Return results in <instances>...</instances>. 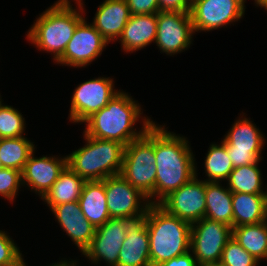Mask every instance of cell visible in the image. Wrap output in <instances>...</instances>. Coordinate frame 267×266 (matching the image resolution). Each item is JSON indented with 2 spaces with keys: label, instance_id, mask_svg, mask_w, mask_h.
<instances>
[{
  "label": "cell",
  "instance_id": "obj_2",
  "mask_svg": "<svg viewBox=\"0 0 267 266\" xmlns=\"http://www.w3.org/2000/svg\"><path fill=\"white\" fill-rule=\"evenodd\" d=\"M141 107L131 94L122 89L105 107L83 122L85 123L83 133L94 138L117 141L126 146L145 134L155 122L151 117L142 116ZM139 122L142 123V127L135 128Z\"/></svg>",
  "mask_w": 267,
  "mask_h": 266
},
{
  "label": "cell",
  "instance_id": "obj_35",
  "mask_svg": "<svg viewBox=\"0 0 267 266\" xmlns=\"http://www.w3.org/2000/svg\"><path fill=\"white\" fill-rule=\"evenodd\" d=\"M159 266H199V265L197 264V261L192 252L188 251L183 255L164 261Z\"/></svg>",
  "mask_w": 267,
  "mask_h": 266
},
{
  "label": "cell",
  "instance_id": "obj_5",
  "mask_svg": "<svg viewBox=\"0 0 267 266\" xmlns=\"http://www.w3.org/2000/svg\"><path fill=\"white\" fill-rule=\"evenodd\" d=\"M85 145L67 155V165L85 181L120 175L125 146L83 133Z\"/></svg>",
  "mask_w": 267,
  "mask_h": 266
},
{
  "label": "cell",
  "instance_id": "obj_40",
  "mask_svg": "<svg viewBox=\"0 0 267 266\" xmlns=\"http://www.w3.org/2000/svg\"><path fill=\"white\" fill-rule=\"evenodd\" d=\"M4 102V100H2L1 94H0V105Z\"/></svg>",
  "mask_w": 267,
  "mask_h": 266
},
{
  "label": "cell",
  "instance_id": "obj_28",
  "mask_svg": "<svg viewBox=\"0 0 267 266\" xmlns=\"http://www.w3.org/2000/svg\"><path fill=\"white\" fill-rule=\"evenodd\" d=\"M211 142L209 145L206 157L204 159V173L207 177L203 178L207 182H222L228 179L229 174L233 170V164L228 155L226 145Z\"/></svg>",
  "mask_w": 267,
  "mask_h": 266
},
{
  "label": "cell",
  "instance_id": "obj_23",
  "mask_svg": "<svg viewBox=\"0 0 267 266\" xmlns=\"http://www.w3.org/2000/svg\"><path fill=\"white\" fill-rule=\"evenodd\" d=\"M222 182H207L205 186V217L233 228L232 192Z\"/></svg>",
  "mask_w": 267,
  "mask_h": 266
},
{
  "label": "cell",
  "instance_id": "obj_12",
  "mask_svg": "<svg viewBox=\"0 0 267 266\" xmlns=\"http://www.w3.org/2000/svg\"><path fill=\"white\" fill-rule=\"evenodd\" d=\"M134 221L131 218H110L96 228L91 244L82 255L94 265H100L102 261L107 266H118L120 249Z\"/></svg>",
  "mask_w": 267,
  "mask_h": 266
},
{
  "label": "cell",
  "instance_id": "obj_17",
  "mask_svg": "<svg viewBox=\"0 0 267 266\" xmlns=\"http://www.w3.org/2000/svg\"><path fill=\"white\" fill-rule=\"evenodd\" d=\"M50 211L82 255L91 244L96 229L83 215L79 201L59 204Z\"/></svg>",
  "mask_w": 267,
  "mask_h": 266
},
{
  "label": "cell",
  "instance_id": "obj_31",
  "mask_svg": "<svg viewBox=\"0 0 267 266\" xmlns=\"http://www.w3.org/2000/svg\"><path fill=\"white\" fill-rule=\"evenodd\" d=\"M22 186L21 171L13 168L0 169V196L8 200L10 204L13 202Z\"/></svg>",
  "mask_w": 267,
  "mask_h": 266
},
{
  "label": "cell",
  "instance_id": "obj_8",
  "mask_svg": "<svg viewBox=\"0 0 267 266\" xmlns=\"http://www.w3.org/2000/svg\"><path fill=\"white\" fill-rule=\"evenodd\" d=\"M120 91L121 89L115 88L114 78L111 77L99 76L78 84L71 97L68 120L75 124H83Z\"/></svg>",
  "mask_w": 267,
  "mask_h": 266
},
{
  "label": "cell",
  "instance_id": "obj_36",
  "mask_svg": "<svg viewBox=\"0 0 267 266\" xmlns=\"http://www.w3.org/2000/svg\"><path fill=\"white\" fill-rule=\"evenodd\" d=\"M77 259H66V258H62L59 262H55V263H52L48 266H79V262ZM24 266H27V263L25 262L24 260Z\"/></svg>",
  "mask_w": 267,
  "mask_h": 266
},
{
  "label": "cell",
  "instance_id": "obj_19",
  "mask_svg": "<svg viewBox=\"0 0 267 266\" xmlns=\"http://www.w3.org/2000/svg\"><path fill=\"white\" fill-rule=\"evenodd\" d=\"M118 266H151L146 220L134 221L128 228L119 252Z\"/></svg>",
  "mask_w": 267,
  "mask_h": 266
},
{
  "label": "cell",
  "instance_id": "obj_21",
  "mask_svg": "<svg viewBox=\"0 0 267 266\" xmlns=\"http://www.w3.org/2000/svg\"><path fill=\"white\" fill-rule=\"evenodd\" d=\"M81 211L86 219L98 228L109 219L105 193V179L101 181H86L79 198Z\"/></svg>",
  "mask_w": 267,
  "mask_h": 266
},
{
  "label": "cell",
  "instance_id": "obj_26",
  "mask_svg": "<svg viewBox=\"0 0 267 266\" xmlns=\"http://www.w3.org/2000/svg\"><path fill=\"white\" fill-rule=\"evenodd\" d=\"M261 161L233 168L225 181L228 189L232 193L266 195V185L263 186V175L258 166Z\"/></svg>",
  "mask_w": 267,
  "mask_h": 266
},
{
  "label": "cell",
  "instance_id": "obj_25",
  "mask_svg": "<svg viewBox=\"0 0 267 266\" xmlns=\"http://www.w3.org/2000/svg\"><path fill=\"white\" fill-rule=\"evenodd\" d=\"M232 237L258 261L267 260V221L233 227Z\"/></svg>",
  "mask_w": 267,
  "mask_h": 266
},
{
  "label": "cell",
  "instance_id": "obj_11",
  "mask_svg": "<svg viewBox=\"0 0 267 266\" xmlns=\"http://www.w3.org/2000/svg\"><path fill=\"white\" fill-rule=\"evenodd\" d=\"M192 18L190 12L159 11L157 13L156 48L168 56L180 54L193 45Z\"/></svg>",
  "mask_w": 267,
  "mask_h": 266
},
{
  "label": "cell",
  "instance_id": "obj_38",
  "mask_svg": "<svg viewBox=\"0 0 267 266\" xmlns=\"http://www.w3.org/2000/svg\"><path fill=\"white\" fill-rule=\"evenodd\" d=\"M200 266H225V265L219 262V263H210V264H205V265H200Z\"/></svg>",
  "mask_w": 267,
  "mask_h": 266
},
{
  "label": "cell",
  "instance_id": "obj_6",
  "mask_svg": "<svg viewBox=\"0 0 267 266\" xmlns=\"http://www.w3.org/2000/svg\"><path fill=\"white\" fill-rule=\"evenodd\" d=\"M154 123L140 138L125 146L120 175L149 198L155 192Z\"/></svg>",
  "mask_w": 267,
  "mask_h": 266
},
{
  "label": "cell",
  "instance_id": "obj_14",
  "mask_svg": "<svg viewBox=\"0 0 267 266\" xmlns=\"http://www.w3.org/2000/svg\"><path fill=\"white\" fill-rule=\"evenodd\" d=\"M105 193L110 218H144L150 205L148 198L121 175L105 179Z\"/></svg>",
  "mask_w": 267,
  "mask_h": 266
},
{
  "label": "cell",
  "instance_id": "obj_15",
  "mask_svg": "<svg viewBox=\"0 0 267 266\" xmlns=\"http://www.w3.org/2000/svg\"><path fill=\"white\" fill-rule=\"evenodd\" d=\"M197 168L195 165V176L189 182L172 191L159 203L169 214L190 224L203 219L206 212V181L198 178Z\"/></svg>",
  "mask_w": 267,
  "mask_h": 266
},
{
  "label": "cell",
  "instance_id": "obj_33",
  "mask_svg": "<svg viewBox=\"0 0 267 266\" xmlns=\"http://www.w3.org/2000/svg\"><path fill=\"white\" fill-rule=\"evenodd\" d=\"M131 15H145L160 11L159 0H126Z\"/></svg>",
  "mask_w": 267,
  "mask_h": 266
},
{
  "label": "cell",
  "instance_id": "obj_24",
  "mask_svg": "<svg viewBox=\"0 0 267 266\" xmlns=\"http://www.w3.org/2000/svg\"><path fill=\"white\" fill-rule=\"evenodd\" d=\"M85 182L67 165L41 200L49 207V210L62 203L79 201Z\"/></svg>",
  "mask_w": 267,
  "mask_h": 266
},
{
  "label": "cell",
  "instance_id": "obj_18",
  "mask_svg": "<svg viewBox=\"0 0 267 266\" xmlns=\"http://www.w3.org/2000/svg\"><path fill=\"white\" fill-rule=\"evenodd\" d=\"M130 16L126 0H103L91 24L108 43H115L121 36Z\"/></svg>",
  "mask_w": 267,
  "mask_h": 266
},
{
  "label": "cell",
  "instance_id": "obj_4",
  "mask_svg": "<svg viewBox=\"0 0 267 266\" xmlns=\"http://www.w3.org/2000/svg\"><path fill=\"white\" fill-rule=\"evenodd\" d=\"M144 219L149 235L151 266H159L190 251V223L169 214L159 204H150Z\"/></svg>",
  "mask_w": 267,
  "mask_h": 266
},
{
  "label": "cell",
  "instance_id": "obj_34",
  "mask_svg": "<svg viewBox=\"0 0 267 266\" xmlns=\"http://www.w3.org/2000/svg\"><path fill=\"white\" fill-rule=\"evenodd\" d=\"M160 11L190 12L192 0H159Z\"/></svg>",
  "mask_w": 267,
  "mask_h": 266
},
{
  "label": "cell",
  "instance_id": "obj_30",
  "mask_svg": "<svg viewBox=\"0 0 267 266\" xmlns=\"http://www.w3.org/2000/svg\"><path fill=\"white\" fill-rule=\"evenodd\" d=\"M220 263L225 266L260 265V261L243 249L233 237H231L226 243L222 251Z\"/></svg>",
  "mask_w": 267,
  "mask_h": 266
},
{
  "label": "cell",
  "instance_id": "obj_27",
  "mask_svg": "<svg viewBox=\"0 0 267 266\" xmlns=\"http://www.w3.org/2000/svg\"><path fill=\"white\" fill-rule=\"evenodd\" d=\"M36 149L27 137L0 139V161L2 168H13L22 172L31 153Z\"/></svg>",
  "mask_w": 267,
  "mask_h": 266
},
{
  "label": "cell",
  "instance_id": "obj_1",
  "mask_svg": "<svg viewBox=\"0 0 267 266\" xmlns=\"http://www.w3.org/2000/svg\"><path fill=\"white\" fill-rule=\"evenodd\" d=\"M154 122V154L156 158L155 192L150 204H159L172 191L195 176L196 159L187 137L167 130Z\"/></svg>",
  "mask_w": 267,
  "mask_h": 266
},
{
  "label": "cell",
  "instance_id": "obj_37",
  "mask_svg": "<svg viewBox=\"0 0 267 266\" xmlns=\"http://www.w3.org/2000/svg\"><path fill=\"white\" fill-rule=\"evenodd\" d=\"M254 4L256 7H261L267 11V0H254Z\"/></svg>",
  "mask_w": 267,
  "mask_h": 266
},
{
  "label": "cell",
  "instance_id": "obj_3",
  "mask_svg": "<svg viewBox=\"0 0 267 266\" xmlns=\"http://www.w3.org/2000/svg\"><path fill=\"white\" fill-rule=\"evenodd\" d=\"M75 4L76 7L72 1H54L53 5L39 14L27 31V40L37 50L52 55L54 63L63 55L77 25L86 16L83 0Z\"/></svg>",
  "mask_w": 267,
  "mask_h": 266
},
{
  "label": "cell",
  "instance_id": "obj_22",
  "mask_svg": "<svg viewBox=\"0 0 267 266\" xmlns=\"http://www.w3.org/2000/svg\"><path fill=\"white\" fill-rule=\"evenodd\" d=\"M233 227L267 221L266 195L232 193Z\"/></svg>",
  "mask_w": 267,
  "mask_h": 266
},
{
  "label": "cell",
  "instance_id": "obj_9",
  "mask_svg": "<svg viewBox=\"0 0 267 266\" xmlns=\"http://www.w3.org/2000/svg\"><path fill=\"white\" fill-rule=\"evenodd\" d=\"M245 3L246 0H192L190 15L195 34L236 24L245 15Z\"/></svg>",
  "mask_w": 267,
  "mask_h": 266
},
{
  "label": "cell",
  "instance_id": "obj_13",
  "mask_svg": "<svg viewBox=\"0 0 267 266\" xmlns=\"http://www.w3.org/2000/svg\"><path fill=\"white\" fill-rule=\"evenodd\" d=\"M85 17L76 27L63 55L55 62L62 66L85 68L97 60L108 46L106 39Z\"/></svg>",
  "mask_w": 267,
  "mask_h": 266
},
{
  "label": "cell",
  "instance_id": "obj_41",
  "mask_svg": "<svg viewBox=\"0 0 267 266\" xmlns=\"http://www.w3.org/2000/svg\"><path fill=\"white\" fill-rule=\"evenodd\" d=\"M266 206H267V186H266Z\"/></svg>",
  "mask_w": 267,
  "mask_h": 266
},
{
  "label": "cell",
  "instance_id": "obj_7",
  "mask_svg": "<svg viewBox=\"0 0 267 266\" xmlns=\"http://www.w3.org/2000/svg\"><path fill=\"white\" fill-rule=\"evenodd\" d=\"M241 114L221 140L226 145L234 168L262 160V149L266 145L264 133L250 117L246 118V113Z\"/></svg>",
  "mask_w": 267,
  "mask_h": 266
},
{
  "label": "cell",
  "instance_id": "obj_10",
  "mask_svg": "<svg viewBox=\"0 0 267 266\" xmlns=\"http://www.w3.org/2000/svg\"><path fill=\"white\" fill-rule=\"evenodd\" d=\"M232 237V227L204 217L191 224L190 251L197 264L219 263L222 251Z\"/></svg>",
  "mask_w": 267,
  "mask_h": 266
},
{
  "label": "cell",
  "instance_id": "obj_29",
  "mask_svg": "<svg viewBox=\"0 0 267 266\" xmlns=\"http://www.w3.org/2000/svg\"><path fill=\"white\" fill-rule=\"evenodd\" d=\"M23 114L11 105H0V139L26 136Z\"/></svg>",
  "mask_w": 267,
  "mask_h": 266
},
{
  "label": "cell",
  "instance_id": "obj_32",
  "mask_svg": "<svg viewBox=\"0 0 267 266\" xmlns=\"http://www.w3.org/2000/svg\"><path fill=\"white\" fill-rule=\"evenodd\" d=\"M5 230H0V266H21L24 260L22 251Z\"/></svg>",
  "mask_w": 267,
  "mask_h": 266
},
{
  "label": "cell",
  "instance_id": "obj_39",
  "mask_svg": "<svg viewBox=\"0 0 267 266\" xmlns=\"http://www.w3.org/2000/svg\"><path fill=\"white\" fill-rule=\"evenodd\" d=\"M57 1H64V2H80L81 0H57Z\"/></svg>",
  "mask_w": 267,
  "mask_h": 266
},
{
  "label": "cell",
  "instance_id": "obj_16",
  "mask_svg": "<svg viewBox=\"0 0 267 266\" xmlns=\"http://www.w3.org/2000/svg\"><path fill=\"white\" fill-rule=\"evenodd\" d=\"M34 150L21 172L22 186L42 199L57 181L59 174L67 166V155H42L36 157ZM61 156V157H60Z\"/></svg>",
  "mask_w": 267,
  "mask_h": 266
},
{
  "label": "cell",
  "instance_id": "obj_20",
  "mask_svg": "<svg viewBox=\"0 0 267 266\" xmlns=\"http://www.w3.org/2000/svg\"><path fill=\"white\" fill-rule=\"evenodd\" d=\"M157 32V13L131 15L118 42L124 53H134L155 43Z\"/></svg>",
  "mask_w": 267,
  "mask_h": 266
}]
</instances>
